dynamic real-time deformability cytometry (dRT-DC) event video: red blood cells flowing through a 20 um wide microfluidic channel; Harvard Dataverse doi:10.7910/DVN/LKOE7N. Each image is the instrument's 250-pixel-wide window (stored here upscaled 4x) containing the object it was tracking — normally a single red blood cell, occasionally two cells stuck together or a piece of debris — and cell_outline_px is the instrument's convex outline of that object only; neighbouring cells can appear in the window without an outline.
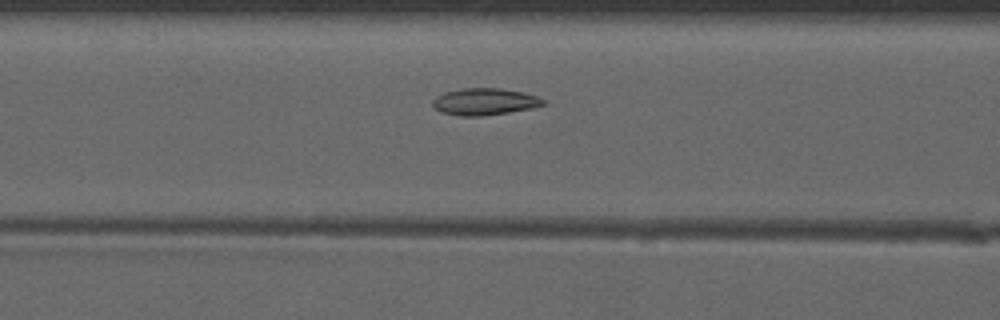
{"species": "common noctule bat (a hibernating species)", "species_latin": "Nyctalus noctula", "temperature_condition": "warm", "stored_images_in_passage": 45, "camera_frame_rate_fps": 3000, "um_per_image_px": 0.085, "animal": {"sex": "male", "forearm_length_mm": 52.5}, "frame": {"image": 1, "passage_image": 16, "time_ms": 5.0, "image_size_px": [1000, 320], "cell_outline_px": [[548, 104], [532, 108], [484, 116], [460, 116], [440, 112], [432, 104], [432, 100], [436, 96], [444, 92], [460, 88], [500, 88], [524, 92], [548, 100]], "centroid_in_image_um": [41.22, 8.64], "position_along_channel_um": 125.4, "area_um2": 17.57}}
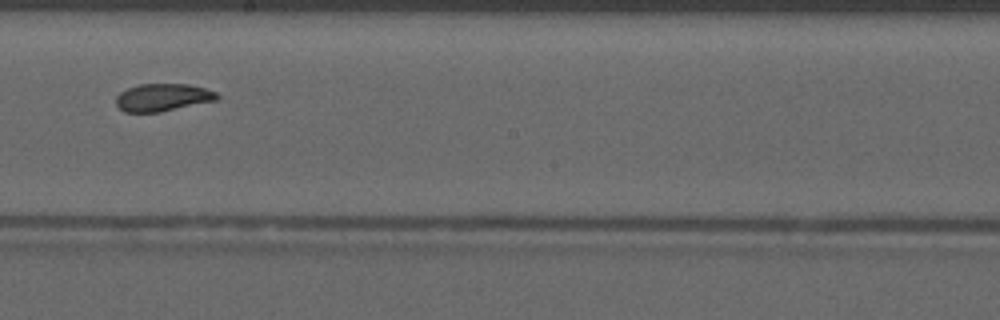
{"frame": {"image": 2, "passage_image": 24, "time_ms": 7.667, "image_size_px": [1000, 320], "cell_outline_px": [[220, 96], [216, 100], [160, 112], [124, 112], [116, 104], [116, 96], [120, 92], [128, 88], [140, 84], [188, 84], [204, 88], [216, 92]], "centroid_in_image_um": [13.82, 8.28], "position_along_channel_um": 234.4, "area_um2": 16.13}}
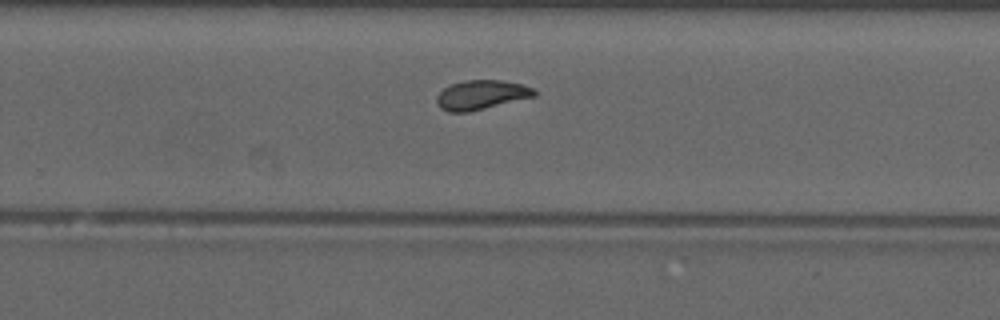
{"frame": {"image": 3, "passage_image": 28, "time_ms": 9.0, "image_size_px": [1000, 320], "cell_outline_px": [[536, 96], [468, 112], [448, 112], [440, 108], [436, 104], [436, 96], [444, 88], [452, 84], [464, 80], [500, 80], [524, 84], [536, 88]], "centroid_in_image_um": [40.92, 8.06], "position_along_channel_um": 288.9, "area_um2": 16.82}, "authors_computed_cell_mechanics": {"area_um2": 16.9932, "velocity_mm_per_s": 4.1104, "shape_relaxation_time_tau1_ms": null, "shape_relaxation_time_tau2_ms": 3.9951, "deformation_change_tau1": null, "deformation_change_tau2": 0.0816}}